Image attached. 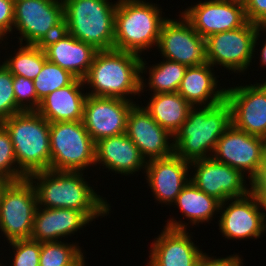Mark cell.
I'll return each mask as SVG.
<instances>
[{
    "label": "cell",
    "instance_id": "cell-1",
    "mask_svg": "<svg viewBox=\"0 0 266 266\" xmlns=\"http://www.w3.org/2000/svg\"><path fill=\"white\" fill-rule=\"evenodd\" d=\"M82 176L81 171L49 169L27 178L35 188L38 207L81 210L91 221L109 214L111 208L107 200L97 195Z\"/></svg>",
    "mask_w": 266,
    "mask_h": 266
},
{
    "label": "cell",
    "instance_id": "cell-2",
    "mask_svg": "<svg viewBox=\"0 0 266 266\" xmlns=\"http://www.w3.org/2000/svg\"><path fill=\"white\" fill-rule=\"evenodd\" d=\"M141 56L122 50H98L83 82L93 88L87 95L124 100L144 89L145 63ZM140 92V93H139ZM127 95V96H126Z\"/></svg>",
    "mask_w": 266,
    "mask_h": 266
},
{
    "label": "cell",
    "instance_id": "cell-3",
    "mask_svg": "<svg viewBox=\"0 0 266 266\" xmlns=\"http://www.w3.org/2000/svg\"><path fill=\"white\" fill-rule=\"evenodd\" d=\"M231 125V108L225 99L203 108L192 106L187 119L170 140L174 153L188 162L210 158L217 141Z\"/></svg>",
    "mask_w": 266,
    "mask_h": 266
},
{
    "label": "cell",
    "instance_id": "cell-4",
    "mask_svg": "<svg viewBox=\"0 0 266 266\" xmlns=\"http://www.w3.org/2000/svg\"><path fill=\"white\" fill-rule=\"evenodd\" d=\"M9 133L18 168L28 177L50 169V123L37 111H22L0 123Z\"/></svg>",
    "mask_w": 266,
    "mask_h": 266
},
{
    "label": "cell",
    "instance_id": "cell-5",
    "mask_svg": "<svg viewBox=\"0 0 266 266\" xmlns=\"http://www.w3.org/2000/svg\"><path fill=\"white\" fill-rule=\"evenodd\" d=\"M144 0H118L115 12L113 49L132 52L142 51L158 44L162 24V11Z\"/></svg>",
    "mask_w": 266,
    "mask_h": 266
},
{
    "label": "cell",
    "instance_id": "cell-6",
    "mask_svg": "<svg viewBox=\"0 0 266 266\" xmlns=\"http://www.w3.org/2000/svg\"><path fill=\"white\" fill-rule=\"evenodd\" d=\"M64 30L97 50L114 47L116 3L108 0H62Z\"/></svg>",
    "mask_w": 266,
    "mask_h": 266
},
{
    "label": "cell",
    "instance_id": "cell-7",
    "mask_svg": "<svg viewBox=\"0 0 266 266\" xmlns=\"http://www.w3.org/2000/svg\"><path fill=\"white\" fill-rule=\"evenodd\" d=\"M50 170L83 171L95 164V145L82 121L50 123Z\"/></svg>",
    "mask_w": 266,
    "mask_h": 266
},
{
    "label": "cell",
    "instance_id": "cell-8",
    "mask_svg": "<svg viewBox=\"0 0 266 266\" xmlns=\"http://www.w3.org/2000/svg\"><path fill=\"white\" fill-rule=\"evenodd\" d=\"M243 174L248 172L250 185L266 178V151L263 137L248 134L231 125L217 141L211 156Z\"/></svg>",
    "mask_w": 266,
    "mask_h": 266
},
{
    "label": "cell",
    "instance_id": "cell-9",
    "mask_svg": "<svg viewBox=\"0 0 266 266\" xmlns=\"http://www.w3.org/2000/svg\"><path fill=\"white\" fill-rule=\"evenodd\" d=\"M20 44L40 45L64 31L62 0H15L14 26Z\"/></svg>",
    "mask_w": 266,
    "mask_h": 266
},
{
    "label": "cell",
    "instance_id": "cell-10",
    "mask_svg": "<svg viewBox=\"0 0 266 266\" xmlns=\"http://www.w3.org/2000/svg\"><path fill=\"white\" fill-rule=\"evenodd\" d=\"M37 207L36 191L28 178L9 183L0 198V230L7 241L31 238Z\"/></svg>",
    "mask_w": 266,
    "mask_h": 266
},
{
    "label": "cell",
    "instance_id": "cell-11",
    "mask_svg": "<svg viewBox=\"0 0 266 266\" xmlns=\"http://www.w3.org/2000/svg\"><path fill=\"white\" fill-rule=\"evenodd\" d=\"M264 30L262 26L247 22L238 29L208 36L205 39L208 63L244 73L254 57L260 31Z\"/></svg>",
    "mask_w": 266,
    "mask_h": 266
},
{
    "label": "cell",
    "instance_id": "cell-12",
    "mask_svg": "<svg viewBox=\"0 0 266 266\" xmlns=\"http://www.w3.org/2000/svg\"><path fill=\"white\" fill-rule=\"evenodd\" d=\"M181 16V21L167 18L162 24L157 44L162 57L187 67L208 63L205 38Z\"/></svg>",
    "mask_w": 266,
    "mask_h": 266
},
{
    "label": "cell",
    "instance_id": "cell-13",
    "mask_svg": "<svg viewBox=\"0 0 266 266\" xmlns=\"http://www.w3.org/2000/svg\"><path fill=\"white\" fill-rule=\"evenodd\" d=\"M227 201L232 202L225 207ZM260 208L263 205L255 189L241 198L221 202L220 232L227 239L259 238L266 231V214Z\"/></svg>",
    "mask_w": 266,
    "mask_h": 266
},
{
    "label": "cell",
    "instance_id": "cell-14",
    "mask_svg": "<svg viewBox=\"0 0 266 266\" xmlns=\"http://www.w3.org/2000/svg\"><path fill=\"white\" fill-rule=\"evenodd\" d=\"M181 15L205 39L216 33L238 29L248 22L242 0L200 1Z\"/></svg>",
    "mask_w": 266,
    "mask_h": 266
},
{
    "label": "cell",
    "instance_id": "cell-15",
    "mask_svg": "<svg viewBox=\"0 0 266 266\" xmlns=\"http://www.w3.org/2000/svg\"><path fill=\"white\" fill-rule=\"evenodd\" d=\"M195 174L190 181L207 195L220 202L248 195L254 186L246 187L244 174L233 167L220 163L212 157L190 162Z\"/></svg>",
    "mask_w": 266,
    "mask_h": 266
},
{
    "label": "cell",
    "instance_id": "cell-16",
    "mask_svg": "<svg viewBox=\"0 0 266 266\" xmlns=\"http://www.w3.org/2000/svg\"><path fill=\"white\" fill-rule=\"evenodd\" d=\"M134 103L121 98L87 95L82 123L93 141L126 133L127 117Z\"/></svg>",
    "mask_w": 266,
    "mask_h": 266
},
{
    "label": "cell",
    "instance_id": "cell-17",
    "mask_svg": "<svg viewBox=\"0 0 266 266\" xmlns=\"http://www.w3.org/2000/svg\"><path fill=\"white\" fill-rule=\"evenodd\" d=\"M232 125L248 134L266 135V81L226 89Z\"/></svg>",
    "mask_w": 266,
    "mask_h": 266
},
{
    "label": "cell",
    "instance_id": "cell-18",
    "mask_svg": "<svg viewBox=\"0 0 266 266\" xmlns=\"http://www.w3.org/2000/svg\"><path fill=\"white\" fill-rule=\"evenodd\" d=\"M152 242L148 266H196L203 253L190 239L186 223L171 219Z\"/></svg>",
    "mask_w": 266,
    "mask_h": 266
},
{
    "label": "cell",
    "instance_id": "cell-19",
    "mask_svg": "<svg viewBox=\"0 0 266 266\" xmlns=\"http://www.w3.org/2000/svg\"><path fill=\"white\" fill-rule=\"evenodd\" d=\"M126 135L138 147L142 157L148 159L147 161L165 158L174 153L173 142H169L173 136L151 117L144 106L134 104L130 109Z\"/></svg>",
    "mask_w": 266,
    "mask_h": 266
},
{
    "label": "cell",
    "instance_id": "cell-20",
    "mask_svg": "<svg viewBox=\"0 0 266 266\" xmlns=\"http://www.w3.org/2000/svg\"><path fill=\"white\" fill-rule=\"evenodd\" d=\"M189 165L190 162L175 153L165 158L147 161L145 176L157 201L173 205L181 190L190 181V178H187L191 167Z\"/></svg>",
    "mask_w": 266,
    "mask_h": 266
},
{
    "label": "cell",
    "instance_id": "cell-21",
    "mask_svg": "<svg viewBox=\"0 0 266 266\" xmlns=\"http://www.w3.org/2000/svg\"><path fill=\"white\" fill-rule=\"evenodd\" d=\"M42 47L48 61L81 80L87 75L98 51L93 45L77 40L65 30L46 41Z\"/></svg>",
    "mask_w": 266,
    "mask_h": 266
},
{
    "label": "cell",
    "instance_id": "cell-22",
    "mask_svg": "<svg viewBox=\"0 0 266 266\" xmlns=\"http://www.w3.org/2000/svg\"><path fill=\"white\" fill-rule=\"evenodd\" d=\"M103 164L109 171L126 176L146 168L147 161L138 147L126 135L120 134L102 138L95 145V164Z\"/></svg>",
    "mask_w": 266,
    "mask_h": 266
},
{
    "label": "cell",
    "instance_id": "cell-23",
    "mask_svg": "<svg viewBox=\"0 0 266 266\" xmlns=\"http://www.w3.org/2000/svg\"><path fill=\"white\" fill-rule=\"evenodd\" d=\"M91 220L81 211L68 208L37 207L31 239L38 242L59 241L74 234Z\"/></svg>",
    "mask_w": 266,
    "mask_h": 266
},
{
    "label": "cell",
    "instance_id": "cell-24",
    "mask_svg": "<svg viewBox=\"0 0 266 266\" xmlns=\"http://www.w3.org/2000/svg\"><path fill=\"white\" fill-rule=\"evenodd\" d=\"M84 85L83 80L76 78L70 85L57 89L43 98L36 111L49 123L82 121L87 92L84 94L80 90Z\"/></svg>",
    "mask_w": 266,
    "mask_h": 266
},
{
    "label": "cell",
    "instance_id": "cell-25",
    "mask_svg": "<svg viewBox=\"0 0 266 266\" xmlns=\"http://www.w3.org/2000/svg\"><path fill=\"white\" fill-rule=\"evenodd\" d=\"M212 67L209 63L187 67L177 92L191 106L216 105L225 99L226 89H217Z\"/></svg>",
    "mask_w": 266,
    "mask_h": 266
},
{
    "label": "cell",
    "instance_id": "cell-26",
    "mask_svg": "<svg viewBox=\"0 0 266 266\" xmlns=\"http://www.w3.org/2000/svg\"><path fill=\"white\" fill-rule=\"evenodd\" d=\"M144 107L172 136L180 129L192 107L178 92L153 94Z\"/></svg>",
    "mask_w": 266,
    "mask_h": 266
},
{
    "label": "cell",
    "instance_id": "cell-27",
    "mask_svg": "<svg viewBox=\"0 0 266 266\" xmlns=\"http://www.w3.org/2000/svg\"><path fill=\"white\" fill-rule=\"evenodd\" d=\"M174 203L184 216L190 219L192 225H196V223L208 222L214 213L219 212L221 202L189 181Z\"/></svg>",
    "mask_w": 266,
    "mask_h": 266
},
{
    "label": "cell",
    "instance_id": "cell-28",
    "mask_svg": "<svg viewBox=\"0 0 266 266\" xmlns=\"http://www.w3.org/2000/svg\"><path fill=\"white\" fill-rule=\"evenodd\" d=\"M20 45L19 51H17L15 56L7 58L3 65L12 75L34 80L47 60L45 51L40 45Z\"/></svg>",
    "mask_w": 266,
    "mask_h": 266
},
{
    "label": "cell",
    "instance_id": "cell-29",
    "mask_svg": "<svg viewBox=\"0 0 266 266\" xmlns=\"http://www.w3.org/2000/svg\"><path fill=\"white\" fill-rule=\"evenodd\" d=\"M165 60L149 68L148 85L154 92L152 94L177 92L184 77L187 66Z\"/></svg>",
    "mask_w": 266,
    "mask_h": 266
},
{
    "label": "cell",
    "instance_id": "cell-30",
    "mask_svg": "<svg viewBox=\"0 0 266 266\" xmlns=\"http://www.w3.org/2000/svg\"><path fill=\"white\" fill-rule=\"evenodd\" d=\"M81 249L61 241L41 242L39 266H85Z\"/></svg>",
    "mask_w": 266,
    "mask_h": 266
},
{
    "label": "cell",
    "instance_id": "cell-31",
    "mask_svg": "<svg viewBox=\"0 0 266 266\" xmlns=\"http://www.w3.org/2000/svg\"><path fill=\"white\" fill-rule=\"evenodd\" d=\"M75 79L70 72L46 60L42 70L33 80L38 100L41 101L53 91L70 85Z\"/></svg>",
    "mask_w": 266,
    "mask_h": 266
},
{
    "label": "cell",
    "instance_id": "cell-32",
    "mask_svg": "<svg viewBox=\"0 0 266 266\" xmlns=\"http://www.w3.org/2000/svg\"><path fill=\"white\" fill-rule=\"evenodd\" d=\"M0 174H3L11 181H20L27 178V176L17 166L14 147L10 135L1 124H0Z\"/></svg>",
    "mask_w": 266,
    "mask_h": 266
},
{
    "label": "cell",
    "instance_id": "cell-33",
    "mask_svg": "<svg viewBox=\"0 0 266 266\" xmlns=\"http://www.w3.org/2000/svg\"><path fill=\"white\" fill-rule=\"evenodd\" d=\"M23 110L16 104L13 75L0 65V123Z\"/></svg>",
    "mask_w": 266,
    "mask_h": 266
},
{
    "label": "cell",
    "instance_id": "cell-34",
    "mask_svg": "<svg viewBox=\"0 0 266 266\" xmlns=\"http://www.w3.org/2000/svg\"><path fill=\"white\" fill-rule=\"evenodd\" d=\"M13 89L16 104L23 111H36L40 105L34 81L28 78L13 75Z\"/></svg>",
    "mask_w": 266,
    "mask_h": 266
},
{
    "label": "cell",
    "instance_id": "cell-35",
    "mask_svg": "<svg viewBox=\"0 0 266 266\" xmlns=\"http://www.w3.org/2000/svg\"><path fill=\"white\" fill-rule=\"evenodd\" d=\"M9 244L15 249L13 266H39L41 242L29 238Z\"/></svg>",
    "mask_w": 266,
    "mask_h": 266
},
{
    "label": "cell",
    "instance_id": "cell-36",
    "mask_svg": "<svg viewBox=\"0 0 266 266\" xmlns=\"http://www.w3.org/2000/svg\"><path fill=\"white\" fill-rule=\"evenodd\" d=\"M248 22L263 26L266 23V0H243Z\"/></svg>",
    "mask_w": 266,
    "mask_h": 266
},
{
    "label": "cell",
    "instance_id": "cell-37",
    "mask_svg": "<svg viewBox=\"0 0 266 266\" xmlns=\"http://www.w3.org/2000/svg\"><path fill=\"white\" fill-rule=\"evenodd\" d=\"M14 1L0 0V40L13 31L14 26Z\"/></svg>",
    "mask_w": 266,
    "mask_h": 266
},
{
    "label": "cell",
    "instance_id": "cell-38",
    "mask_svg": "<svg viewBox=\"0 0 266 266\" xmlns=\"http://www.w3.org/2000/svg\"><path fill=\"white\" fill-rule=\"evenodd\" d=\"M206 253H202L198 259L196 266H243L239 255H232L226 258L208 257Z\"/></svg>",
    "mask_w": 266,
    "mask_h": 266
},
{
    "label": "cell",
    "instance_id": "cell-39",
    "mask_svg": "<svg viewBox=\"0 0 266 266\" xmlns=\"http://www.w3.org/2000/svg\"><path fill=\"white\" fill-rule=\"evenodd\" d=\"M254 189L259 194L263 209L266 211V178L254 184Z\"/></svg>",
    "mask_w": 266,
    "mask_h": 266
},
{
    "label": "cell",
    "instance_id": "cell-40",
    "mask_svg": "<svg viewBox=\"0 0 266 266\" xmlns=\"http://www.w3.org/2000/svg\"><path fill=\"white\" fill-rule=\"evenodd\" d=\"M10 182H11L10 179L5 177L3 174H0V198L4 189L9 185Z\"/></svg>",
    "mask_w": 266,
    "mask_h": 266
},
{
    "label": "cell",
    "instance_id": "cell-41",
    "mask_svg": "<svg viewBox=\"0 0 266 266\" xmlns=\"http://www.w3.org/2000/svg\"><path fill=\"white\" fill-rule=\"evenodd\" d=\"M263 47H262V49H261V53H260V55H261V64L264 66H266V41H265V43H264V45H262Z\"/></svg>",
    "mask_w": 266,
    "mask_h": 266
},
{
    "label": "cell",
    "instance_id": "cell-42",
    "mask_svg": "<svg viewBox=\"0 0 266 266\" xmlns=\"http://www.w3.org/2000/svg\"><path fill=\"white\" fill-rule=\"evenodd\" d=\"M264 139V145H265V151H266V135L263 137Z\"/></svg>",
    "mask_w": 266,
    "mask_h": 266
},
{
    "label": "cell",
    "instance_id": "cell-43",
    "mask_svg": "<svg viewBox=\"0 0 266 266\" xmlns=\"http://www.w3.org/2000/svg\"><path fill=\"white\" fill-rule=\"evenodd\" d=\"M262 27L265 29V32H266V23Z\"/></svg>",
    "mask_w": 266,
    "mask_h": 266
}]
</instances>
